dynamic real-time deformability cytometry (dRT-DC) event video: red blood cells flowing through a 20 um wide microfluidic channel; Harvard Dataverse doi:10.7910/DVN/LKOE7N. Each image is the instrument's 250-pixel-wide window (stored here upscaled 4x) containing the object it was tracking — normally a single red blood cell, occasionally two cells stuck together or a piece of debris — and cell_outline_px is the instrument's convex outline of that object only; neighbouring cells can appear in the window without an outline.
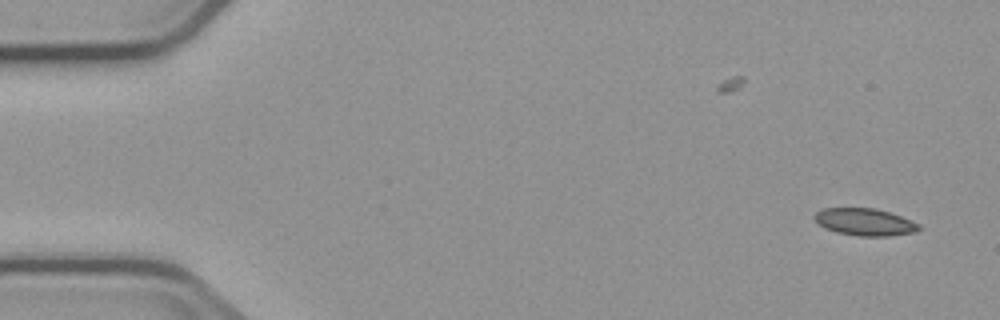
{"species": "common noctule bat (a hibernating species)", "species_latin": "Nyctalus noctula", "temperature_condition": "cold", "stored_images_in_passage": 3, "camera_frame_rate_fps": 3000, "um_per_image_px": 0.085, "animal": {"sex": "male", "body_mass_g": 23.1, "forearm_length_mm": 52.7}, "frame": {"image": 1, "passage_image": 3, "time_ms": 2.333, "image_size_px": [1000, 320], "cell_outline_px": [[920, 228], [912, 232], [888, 236], [860, 236], [836, 232], [824, 228], [812, 216], [816, 212], [824, 208], [876, 208], [912, 220], [920, 224]], "centroid_in_image_um": [73.49, 18.86], "position_along_channel_um": 11.5, "area_um2": 16.42}}